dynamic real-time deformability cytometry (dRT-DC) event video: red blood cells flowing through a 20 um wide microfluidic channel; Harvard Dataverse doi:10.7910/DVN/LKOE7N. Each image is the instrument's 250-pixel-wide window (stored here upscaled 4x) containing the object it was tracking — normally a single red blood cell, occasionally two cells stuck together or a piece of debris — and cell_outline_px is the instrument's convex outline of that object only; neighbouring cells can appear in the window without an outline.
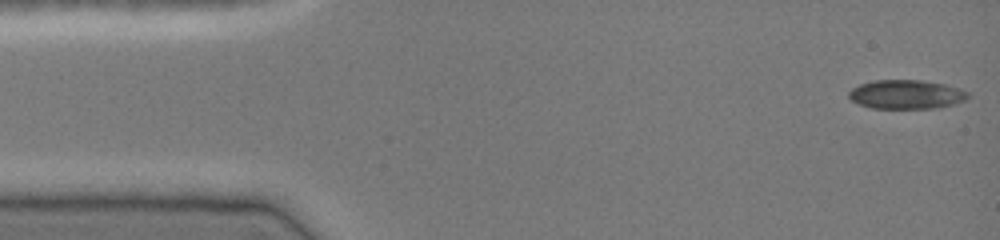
{"species": "common noctule bat (a hibernating species)", "species_latin": "Nyctalus noctula", "temperature_condition": "cold", "stored_images_in_passage": 46, "camera_frame_rate_fps": 3000, "um_per_image_px": 0.085, "animal": {"sex": "female", "body_mass_g": 19.0, "forearm_length_mm": 51.5}, "frame": {"image": 1, "passage_image": 1, "time_ms": 0.0, "image_size_px": [1000, 240], "cell_outline_px": [[968, 96], [964, 100], [952, 104], [936, 108], [872, 108], [860, 104], [852, 100], [848, 96], [848, 92], [852, 88], [860, 84], [872, 80], [920, 80], [944, 84], [968, 92]], "centroid_in_image_um": [76.98, 8.02], "position_along_channel_um": 8.0, "area_um2": 19.88}}
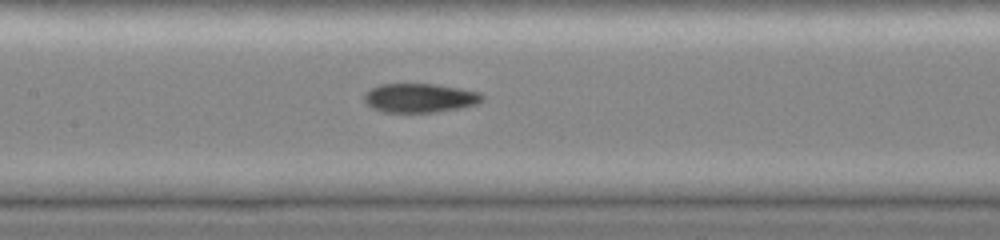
{"frame": {"image": 2, "passage_image": 21, "time_ms": 6.667, "image_size_px": [1000, 240], "cell_outline_px": [[484, 100], [476, 104], [460, 108], [436, 112], [384, 112], [372, 108], [364, 100], [364, 96], [372, 88], [380, 84], [436, 84], [460, 88], [480, 92], [484, 96]], "centroid_in_image_um": [35.72, 8.32], "position_along_channel_um": 171.7, "area_um2": 19.94}}
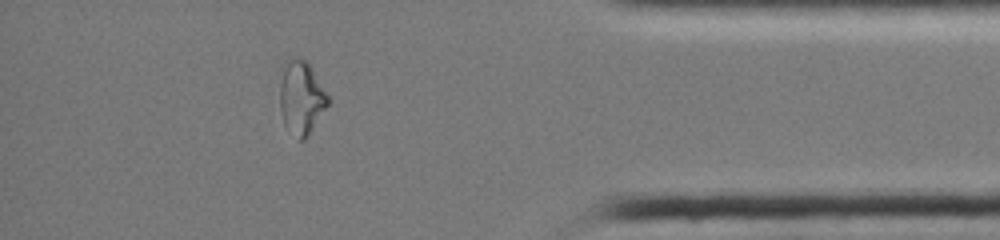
{"frame": {"image": 3, "passage_image": 40, "time_ms": 13.0, "image_size_px": [1000, 240], "cell_outline_px": [[332, 100], [308, 136], [304, 140], [296, 140], [284, 124], [280, 112], [280, 64], [288, 56], [296, 56], [304, 60], [312, 68]], "centroid_in_image_um": [25.59, 8.26], "position_along_channel_um": 409.6, "area_um2": 21.5}, "authors_computed_cell_mechanics": {"area_um2": 20.2589, "velocity_mm_per_s": 4.094, "shape_relaxation_time_tau1_ms": null, "shape_relaxation_time_tau2_ms": 6.852, "deformation_change_tau1": null, "deformation_change_tau2": 0.114}}